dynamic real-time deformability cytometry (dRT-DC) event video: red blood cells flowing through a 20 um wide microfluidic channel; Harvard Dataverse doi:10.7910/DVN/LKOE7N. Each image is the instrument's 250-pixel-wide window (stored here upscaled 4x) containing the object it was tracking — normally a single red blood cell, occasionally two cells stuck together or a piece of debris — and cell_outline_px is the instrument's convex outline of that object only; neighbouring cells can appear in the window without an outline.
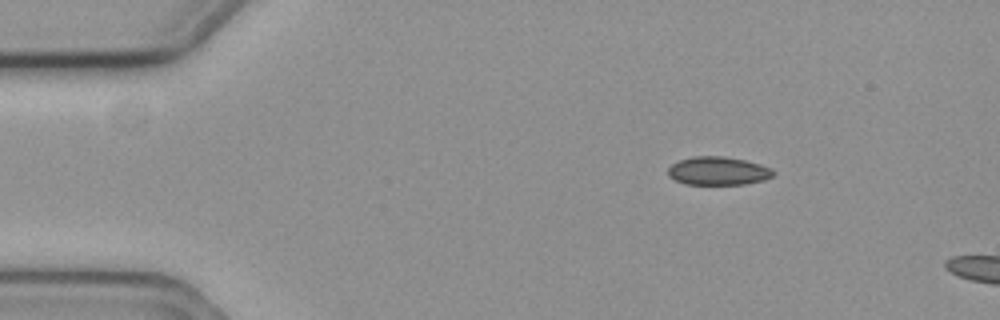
{"species": "common noctule bat (a hibernating species)", "species_latin": "Nyctalus noctula", "temperature_condition": "cold", "stored_images_in_passage": 5, "camera_frame_rate_fps": 3000, "um_per_image_px": 0.085, "animal": {"sex": "female", "body_mass_g": 19.3, "forearm_length_mm": 54.1}, "frame": {"image": 1, "passage_image": 1, "time_ms": 0.0, "image_size_px": [1000, 320], "cell_outline_px": [[776, 172], [772, 176], [764, 180], [744, 184], [684, 184], [668, 176], [668, 168], [672, 164], [680, 160], [692, 156], [724, 156], [744, 160], [760, 164], [772, 168]], "centroid_in_image_um": [61.04, 14.52], "position_along_channel_um": 24.0, "area_um2": 17.4}}